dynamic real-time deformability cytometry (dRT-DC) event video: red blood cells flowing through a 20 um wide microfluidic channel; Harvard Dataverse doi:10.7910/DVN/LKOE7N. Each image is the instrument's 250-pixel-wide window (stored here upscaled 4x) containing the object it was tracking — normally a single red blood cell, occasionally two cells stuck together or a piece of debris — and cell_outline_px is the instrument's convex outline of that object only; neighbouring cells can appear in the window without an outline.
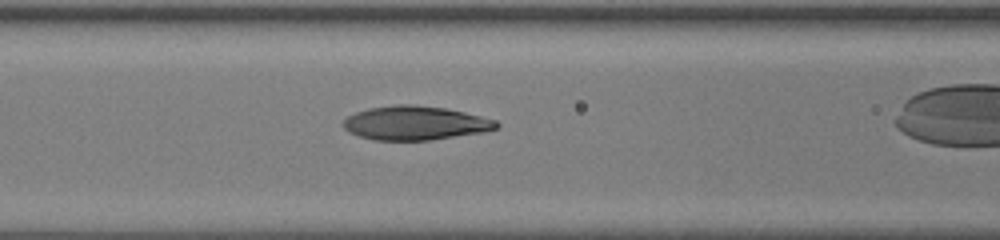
{"species": "human", "species_latin": "Homo sapiens", "temperature_condition": "room temperature", "stored_images_in_passage": 34, "camera_frame_rate_fps": 3000, "um_per_image_px": 0.085, "donor": {"sex": "female"}, "frame": {"image": 1, "passage_image": 17, "time_ms": 5.333, "image_size_px": [1000, 240], "cell_outline_px": [[500, 128], [484, 132], [428, 140], [376, 140], [360, 136], [348, 132], [344, 128], [344, 120], [348, 116], [356, 112], [368, 108], [396, 104], [416, 104], [444, 108], [464, 112], [496, 120], [500, 124]], "centroid_in_image_um": [35.31, 10.45], "position_along_channel_um": 131.3, "area_um2": 30.29}}
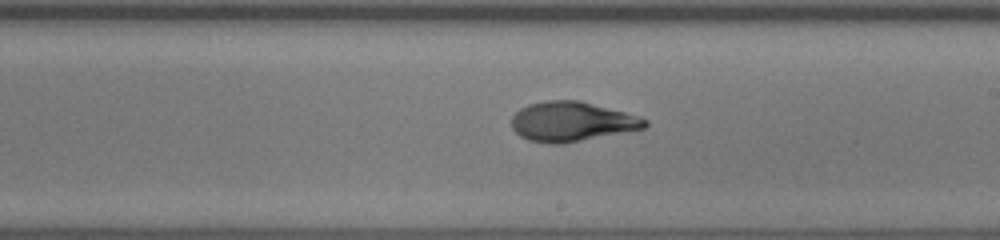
{"frame": {"image": 2, "passage_image": 24, "time_ms": 7.667, "image_size_px": [1000, 240], "cell_outline_px": [[648, 124], [644, 128], [560, 144], [548, 144], [528, 140], [520, 136], [512, 128], [512, 116], [520, 108], [528, 104], [548, 100], [580, 100], [624, 112], [648, 120]], "centroid_in_image_um": [48.55, 10.33], "position_along_channel_um": 240.4, "area_um2": 30.52}}
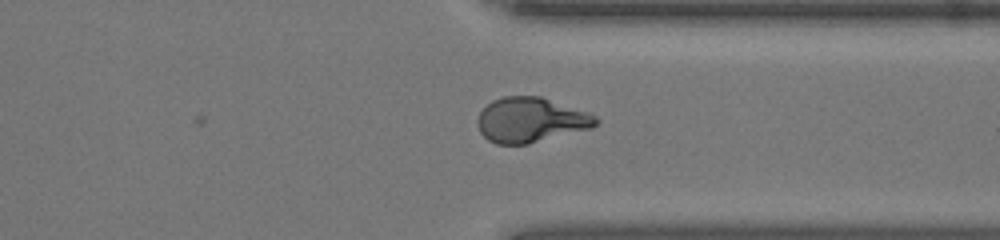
{"frame": {"image": 3, "passage_image": 32, "time_ms": 10.333, "image_size_px": [1000, 240], "cell_outline_px": [[600, 124], [592, 128], [528, 144], [496, 144], [488, 140], [480, 132], [476, 124], [476, 120], [480, 112], [492, 100], [504, 96], [540, 96], [588, 112], [596, 116], [600, 120]], "centroid_in_image_um": [45.12, 10.2], "position_along_channel_um": 366.3, "area_um2": 31.15}}